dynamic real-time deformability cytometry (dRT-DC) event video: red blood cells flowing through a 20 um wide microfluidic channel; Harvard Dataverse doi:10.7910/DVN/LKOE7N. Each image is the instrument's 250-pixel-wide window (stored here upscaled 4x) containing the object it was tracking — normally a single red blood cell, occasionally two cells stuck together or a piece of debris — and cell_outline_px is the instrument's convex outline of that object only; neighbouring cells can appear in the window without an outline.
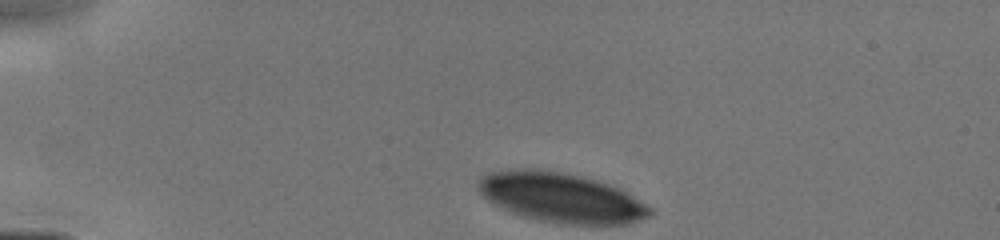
{"species": "human", "species_latin": "Homo sapiens", "temperature_condition": "cold", "stored_images_in_passage": 8, "camera_frame_rate_fps": 3000, "um_per_image_px": 0.085, "donor": {"sex": "male"}, "frame": {"image": 1, "passage_image": 1, "time_ms": 0.0, "image_size_px": [1000, 240], "cell_outline_px": [[652, 212], [648, 216], [640, 220], [628, 224], [564, 224], [540, 220], [524, 216], [512, 212], [488, 200], [476, 188], [476, 184], [488, 172], [516, 168], [536, 168], [564, 172], [596, 180], [620, 188], [628, 192], [652, 208]], "centroid_in_image_um": [47.7, 16.78], "position_along_channel_um": 37.3, "area_um2": 49.65}}
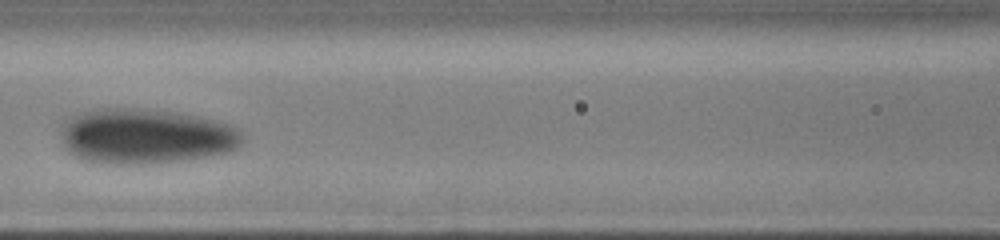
{"frame": {"image": 2, "passage_image": 6, "time_ms": 4.0, "image_size_px": [1000, 240], "cell_outline_px": [[244, 140], [236, 148], [228, 152], [184, 160], [148, 164], [112, 164], [80, 160], [68, 152], [64, 148], [60, 140], [60, 124], [64, 120], [72, 116], [84, 112], [108, 108], [120, 108], [168, 112], [192, 116], [232, 124], [240, 128], [244, 136]], "centroid_in_image_um": [12.33, 11.61], "position_along_channel_um": 154.3, "area_um2": 58.49}}
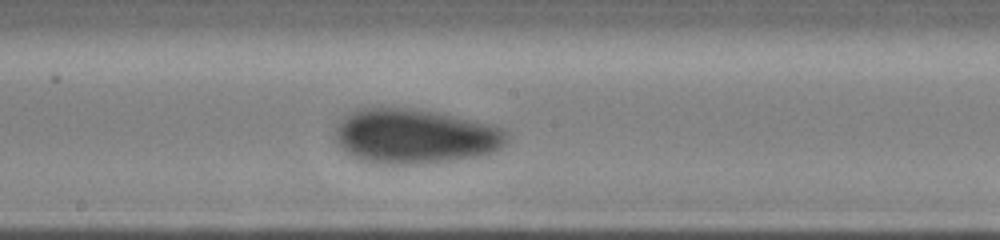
{"frame": {"image": 3, "passage_image": 8, "time_ms": 5.333, "image_size_px": [1000, 240], "cell_outline_px": [[508, 140], [500, 148], [484, 156], [424, 164], [384, 164], [360, 160], [348, 152], [336, 140], [336, 128], [340, 120], [344, 116], [356, 108], [408, 108], [436, 112], [492, 124], [504, 128], [508, 132]], "centroid_in_image_um": [35.32, 11.59], "position_along_channel_um": 212.9, "area_um2": 54.97}}